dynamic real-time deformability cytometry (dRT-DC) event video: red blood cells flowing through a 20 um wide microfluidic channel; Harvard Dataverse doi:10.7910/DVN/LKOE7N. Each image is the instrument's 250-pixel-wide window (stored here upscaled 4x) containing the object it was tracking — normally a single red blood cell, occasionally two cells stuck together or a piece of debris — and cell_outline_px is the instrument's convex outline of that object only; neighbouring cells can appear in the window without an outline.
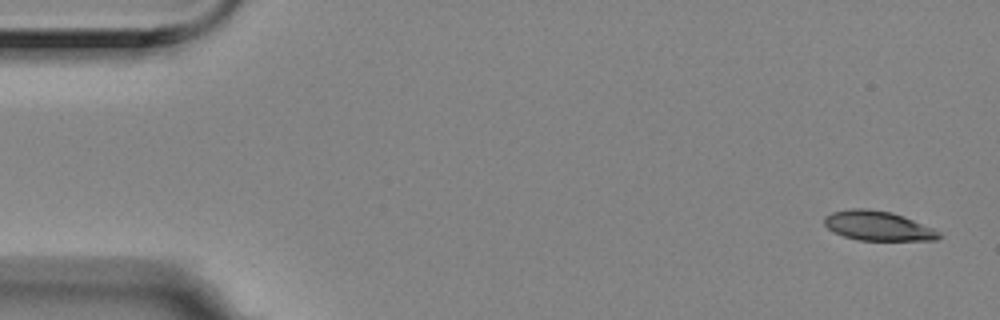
{"species": "Egyptian fruit bat (a non-hibernating species)", "species_latin": "Rousettus aegyptiacus", "temperature_condition": "room temperature", "stored_images_in_passage": 5, "camera_frame_rate_fps": 3000, "um_per_image_px": 0.085, "animal": {"sex": "female"}, "frame": {"image": 1, "passage_image": 1, "time_ms": 0.0, "image_size_px": [1000, 320], "cell_outline_px": [[944, 236], [936, 240], [860, 240], [844, 236], [828, 228], [824, 224], [824, 216], [832, 212], [852, 208], [868, 208], [892, 212], [904, 216], [932, 228], [940, 232]], "centroid_in_image_um": [74.64, 19.19], "position_along_channel_um": 10.4, "area_um2": 19.71}}
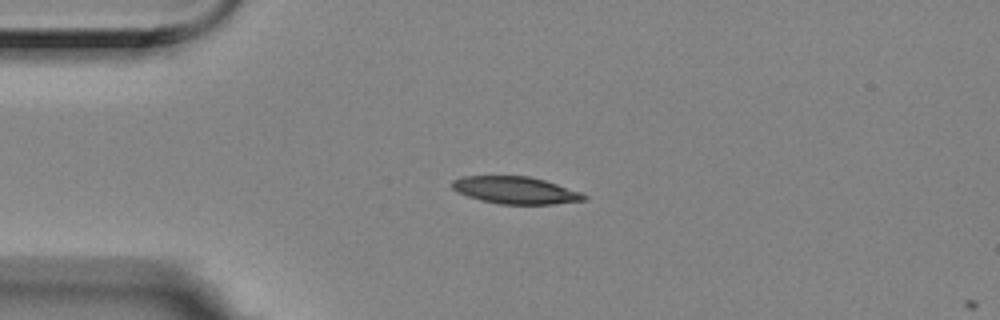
{"frame": {"image": 2, "passage_image": 4, "time_ms": 1.0, "image_size_px": [1000, 320], "cell_outline_px": [[588, 200], [556, 204], [496, 204], [480, 200], [456, 192], [452, 188], [452, 180], [464, 176], [528, 176], [544, 180], [580, 192], [588, 196]], "centroid_in_image_um": [43.81, 16.18], "position_along_channel_um": 41.2, "area_um2": 20.98}}